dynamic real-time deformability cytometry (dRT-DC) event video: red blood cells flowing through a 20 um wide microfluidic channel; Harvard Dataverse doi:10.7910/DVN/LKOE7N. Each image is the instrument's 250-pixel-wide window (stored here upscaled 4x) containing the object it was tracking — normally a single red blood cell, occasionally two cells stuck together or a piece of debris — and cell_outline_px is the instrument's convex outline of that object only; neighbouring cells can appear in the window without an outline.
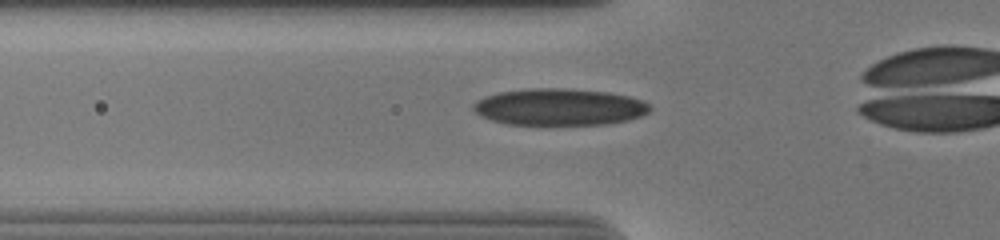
{"species": "human", "species_latin": "Homo sapiens", "temperature_condition": "cold", "stored_images_in_passage": 31, "camera_frame_rate_fps": 3000, "um_per_image_px": 0.085, "donor": {"sex": "male"}, "frame": {"image": 1, "passage_image": 5, "time_ms": 1.333, "image_size_px": [1000, 240], "cell_outline_px": [[652, 108], [648, 112], [640, 116], [628, 120], [604, 124], [508, 124], [492, 120], [480, 116], [472, 108], [472, 104], [476, 100], [484, 96], [496, 92], [532, 88], [564, 88], [608, 92], [628, 96], [640, 100], [648, 104]], "centroid_in_image_um": [47.5, 9.08], "position_along_channel_um": 78.3, "area_um2": 37.8}}
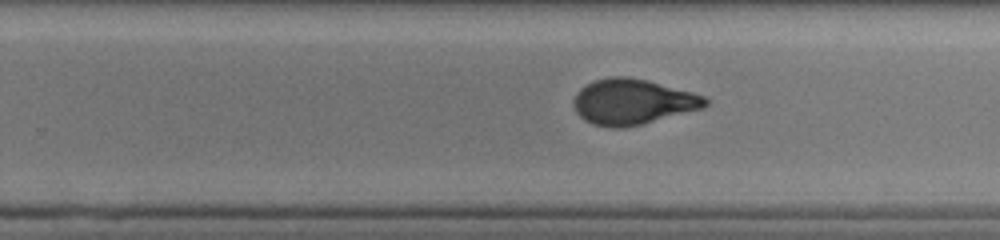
{"frame": {"image": 2, "passage_image": 21, "time_ms": 6.667, "image_size_px": [1000, 240], "cell_outline_px": [[708, 104], [704, 108], [624, 128], [612, 128], [592, 124], [584, 120], [576, 112], [572, 104], [572, 100], [576, 92], [580, 88], [596, 80], [612, 76], [628, 76], [648, 80], [692, 92], [704, 96], [708, 100]], "centroid_in_image_um": [53.75, 8.65], "position_along_channel_um": 276.1, "area_um2": 34.97}}
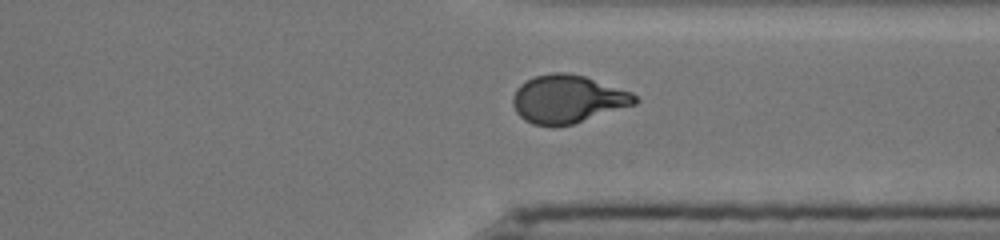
{"frame": {"image": 3, "passage_image": 28, "time_ms": 9.0, "image_size_px": [1000, 240], "cell_outline_px": [[640, 100], [636, 104], [572, 124], [552, 128], [532, 124], [524, 120], [516, 112], [512, 104], [512, 96], [516, 88], [520, 84], [536, 76], [552, 72], [568, 72], [584, 76], [632, 92]], "centroid_in_image_um": [48.22, 8.44], "position_along_channel_um": 363.2, "area_um2": 34.45}}